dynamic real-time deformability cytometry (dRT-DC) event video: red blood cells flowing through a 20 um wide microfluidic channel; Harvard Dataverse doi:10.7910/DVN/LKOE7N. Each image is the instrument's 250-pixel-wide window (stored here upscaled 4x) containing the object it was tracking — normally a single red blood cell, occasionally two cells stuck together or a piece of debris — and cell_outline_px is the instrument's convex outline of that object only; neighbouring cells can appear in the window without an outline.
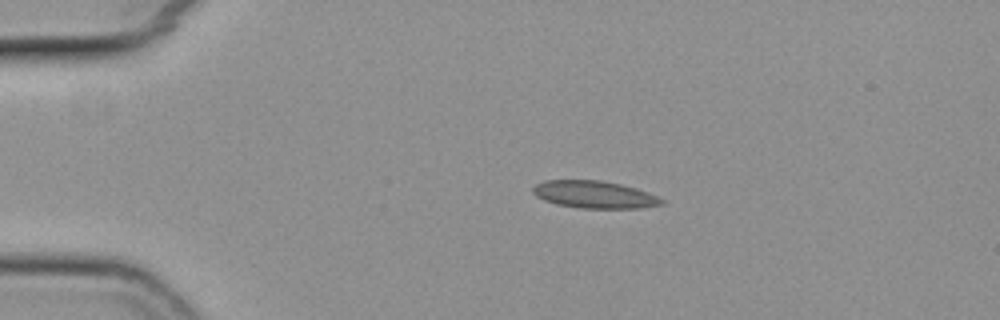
{"species": "common noctule bat (a hibernating species)", "species_latin": "Nyctalus noctula", "temperature_condition": "cold", "stored_images_in_passage": 43, "camera_frame_rate_fps": 3000, "um_per_image_px": 0.085, "animal": {"sex": "female", "body_mass_g": 19.3, "forearm_length_mm": 54.1}, "frame": {"image": 1, "passage_image": 1, "time_ms": 0.0, "image_size_px": [1000, 320], "cell_outline_px": [[664, 204], [640, 208], [580, 208], [556, 204], [544, 200], [536, 196], [532, 192], [532, 188], [536, 184], [544, 180], [600, 180], [620, 184], [636, 188], [648, 192], [664, 200]], "centroid_in_image_um": [50.51, 16.53], "position_along_channel_um": 34.5, "area_um2": 20.52}}
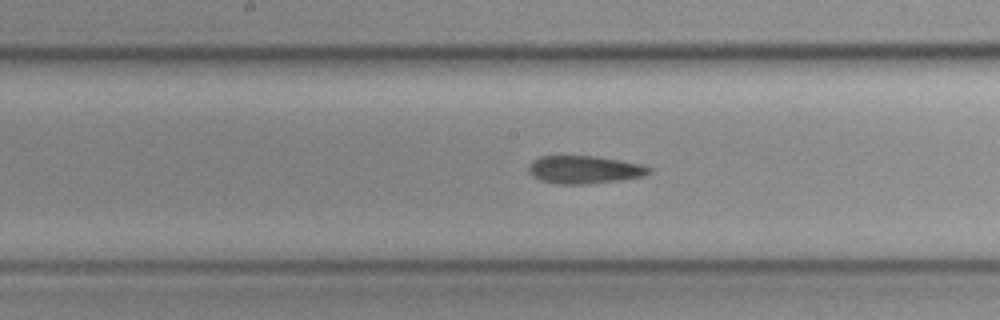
{"frame": {"image": 2, "passage_image": 18, "time_ms": 5.667, "image_size_px": [1000, 320], "cell_outline_px": [[652, 172], [644, 176], [620, 180], [584, 184], [556, 184], [540, 180], [532, 176], [528, 172], [528, 164], [532, 160], [540, 156], [600, 156], [640, 164], [652, 168]], "centroid_in_image_um": [49.65, 14.41], "position_along_channel_um": 198.5, "area_um2": 19.77}}
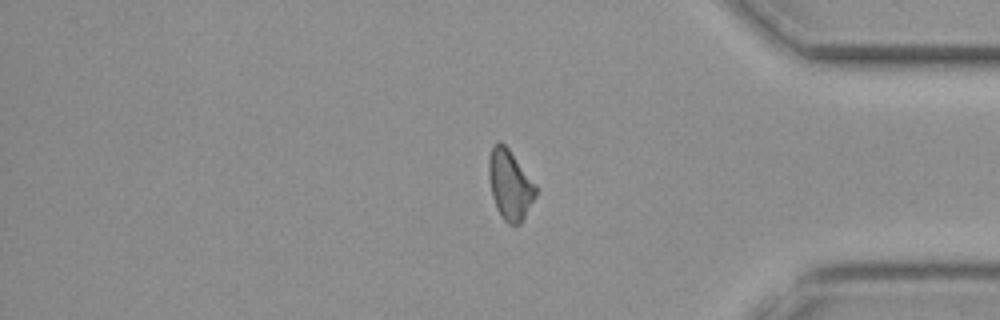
{"frame": {"image": 3, "passage_image": 35, "time_ms": 11.333, "image_size_px": [1000, 320], "cell_outline_px": [[536, 196], [520, 224], [508, 224], [500, 216], [496, 208], [492, 196], [488, 176], [488, 160], [492, 144], [496, 140], [500, 140], [508, 148], [536, 184]], "centroid_in_image_um": [43.32, 15.67], "position_along_channel_um": 391.9, "area_um2": 19.31}}